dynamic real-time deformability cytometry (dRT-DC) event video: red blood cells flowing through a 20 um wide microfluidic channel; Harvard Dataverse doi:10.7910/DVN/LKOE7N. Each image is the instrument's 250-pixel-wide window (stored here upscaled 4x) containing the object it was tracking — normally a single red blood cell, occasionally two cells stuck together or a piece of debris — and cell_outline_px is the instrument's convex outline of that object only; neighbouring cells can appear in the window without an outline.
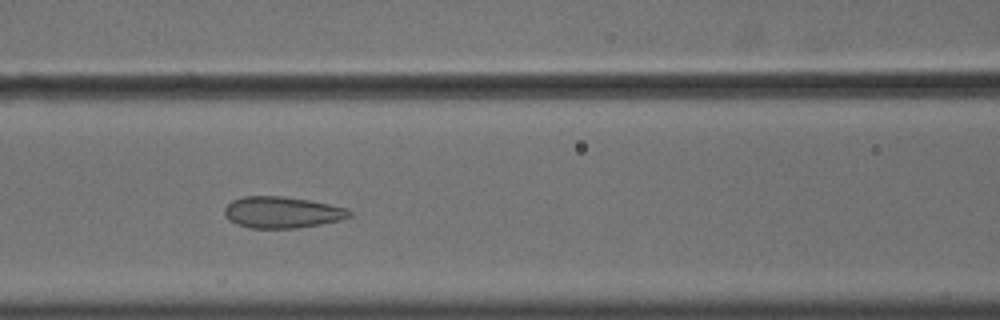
{"species": "common noctule bat (a hibernating species)", "species_latin": "Nyctalus noctula", "temperature_condition": "cold", "stored_images_in_passage": 43, "camera_frame_rate_fps": 3000, "um_per_image_px": 0.085, "animal": {"sex": "male", "body_mass_g": 18.8}, "frame": {"image": 1, "passage_image": 12, "time_ms": 3.667, "image_size_px": [1000, 320], "cell_outline_px": [[352, 216], [340, 220], [320, 224], [296, 228], [252, 228], [236, 224], [224, 216], [224, 208], [232, 200], [244, 196], [284, 196], [308, 200], [348, 208], [352, 212]], "centroid_in_image_um": [23.97, 18.04], "position_along_channel_um": 142.6, "area_um2": 22.89}}
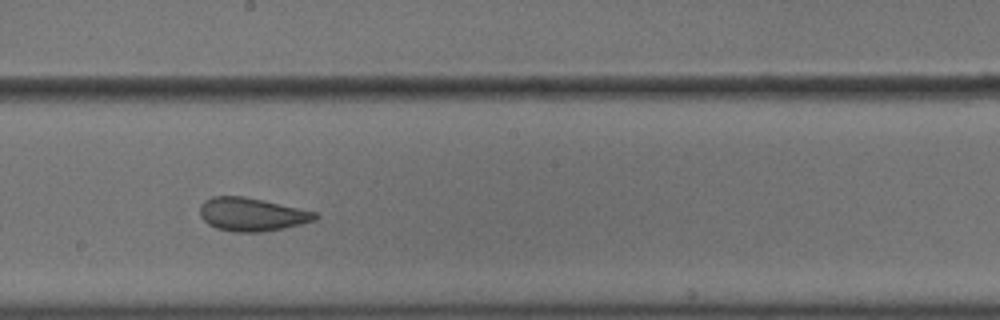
{"frame": {"image": 2, "passage_image": 19, "time_ms": 6.0, "image_size_px": [1000, 320], "cell_outline_px": [[320, 216], [316, 220], [284, 228], [260, 232], [232, 232], [216, 228], [208, 224], [200, 216], [200, 204], [204, 200], [212, 196], [244, 196], [316, 212]], "centroid_in_image_um": [21.38, 18.22], "position_along_channel_um": 226.8, "area_um2": 22.37}}
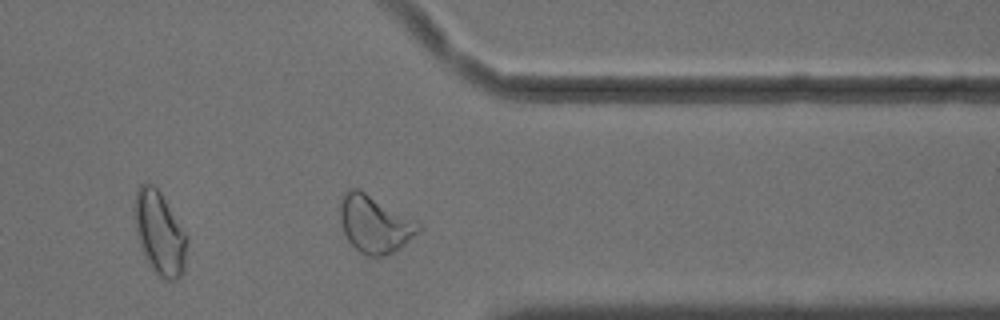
{"frame": {"image": 3, "passage_image": 32, "time_ms": 10.333, "image_size_px": [1000, 320], "cell_outline_px": [[420, 232], [404, 244], [392, 252], [384, 256], [368, 256], [360, 252], [348, 240], [344, 232], [340, 220], [340, 204], [344, 192], [348, 188], [356, 188], [364, 192], [420, 224]], "centroid_in_image_um": [31.81, 19.06], "position_along_channel_um": 379.6, "area_um2": 25.43}, "authors_computed_cell_mechanics": {"area_um2": 23.987, "velocity_mm_per_s": 3.6147, "shape_relaxation_time_tau1_ms": null, "shape_relaxation_time_tau2_ms": 0.9841, "deformation_change_tau1": null, "deformation_change_tau2": 0.0677}}